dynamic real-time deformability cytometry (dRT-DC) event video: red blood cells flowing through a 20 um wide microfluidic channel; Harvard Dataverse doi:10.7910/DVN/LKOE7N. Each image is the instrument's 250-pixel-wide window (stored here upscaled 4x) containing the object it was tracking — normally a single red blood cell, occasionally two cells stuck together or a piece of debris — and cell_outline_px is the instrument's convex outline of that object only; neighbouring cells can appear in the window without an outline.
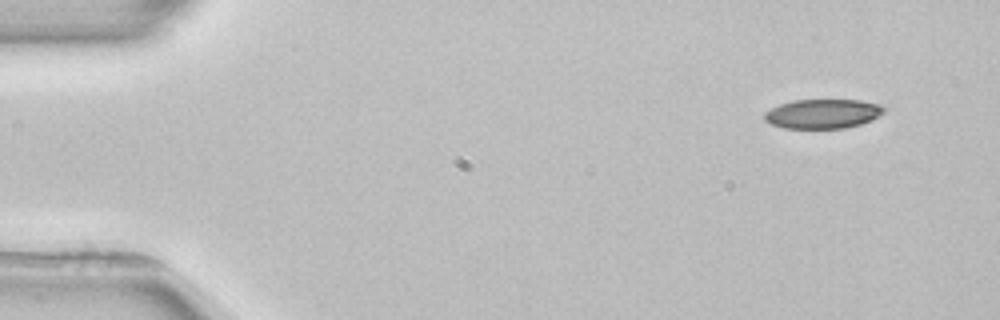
{"species": "common noctule bat (a hibernating species)", "species_latin": "Nyctalus noctula", "temperature_condition": "room temperature", "stored_images_in_passage": 4, "camera_frame_rate_fps": 3000, "um_per_image_px": 0.085, "animal": {"sex": "female", "body_mass_g": 22.7, "forearm_length_mm": 54.2}, "frame": {"image": 1, "passage_image": 1, "time_ms": 0.0, "image_size_px": [1000, 320], "cell_outline_px": [[888, 108], [884, 112], [872, 120], [860, 124], [844, 128], [784, 128], [772, 124], [764, 120], [764, 112], [780, 104], [792, 100], [860, 100], [880, 104]], "centroid_in_image_um": [69.96, 9.66], "position_along_channel_um": 15.0, "area_um2": 20.52}}
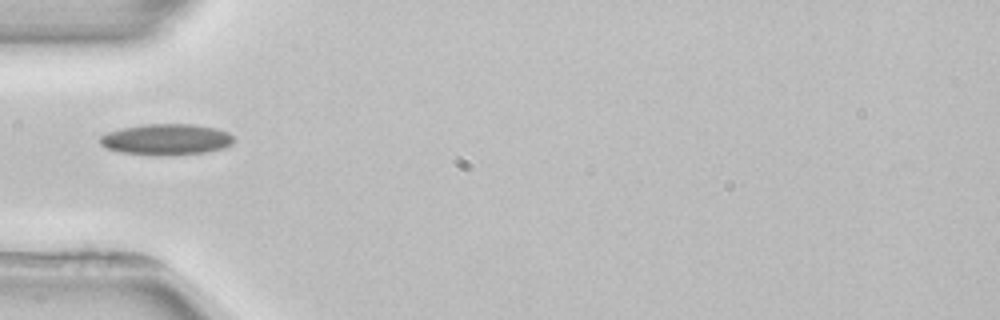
{"frame": {"image": 2, "passage_image": 4, "time_ms": 4.333, "image_size_px": [1000, 320], "cell_outline_px": [[236, 140], [232, 144], [224, 148], [204, 152], [172, 156], [152, 156], [120, 152], [108, 148], [100, 144], [100, 136], [108, 132], [120, 128], [144, 124], [192, 124], [216, 128], [228, 132]], "centroid_in_image_um": [14.15, 11.86], "position_along_channel_um": 70.9, "area_um2": 24.57}}